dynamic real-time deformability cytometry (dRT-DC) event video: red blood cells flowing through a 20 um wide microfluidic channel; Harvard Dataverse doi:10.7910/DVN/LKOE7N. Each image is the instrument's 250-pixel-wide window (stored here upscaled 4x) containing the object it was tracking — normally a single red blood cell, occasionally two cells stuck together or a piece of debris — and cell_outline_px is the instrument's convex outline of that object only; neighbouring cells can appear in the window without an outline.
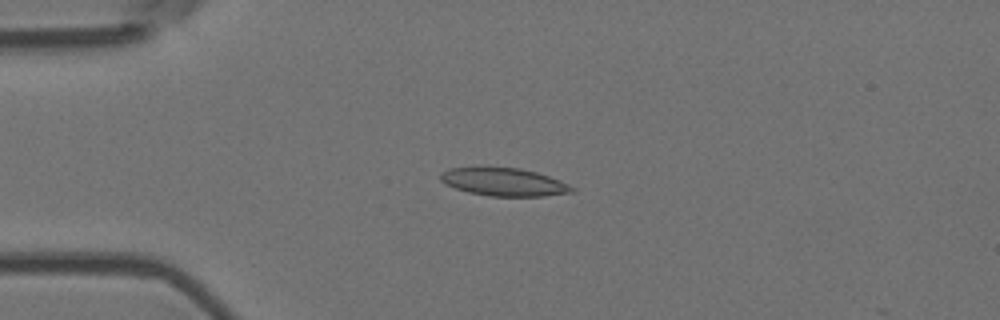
{"species": "Egyptian fruit bat (a non-hibernating species)", "species_latin": "Rousettus aegyptiacus", "temperature_condition": "room temperature", "stored_images_in_passage": 7, "camera_frame_rate_fps": 3000, "um_per_image_px": 0.085, "animal": {"sex": "female"}, "frame": {"image": 1, "passage_image": 3, "time_ms": 0.667, "image_size_px": [1000, 320], "cell_outline_px": [[576, 188], [572, 192], [544, 196], [488, 196], [468, 192], [444, 184], [440, 180], [440, 176], [444, 172], [452, 168], [520, 168], [536, 172], [560, 180]], "centroid_in_image_um": [42.86, 15.48], "position_along_channel_um": 42.1, "area_um2": 21.1}}
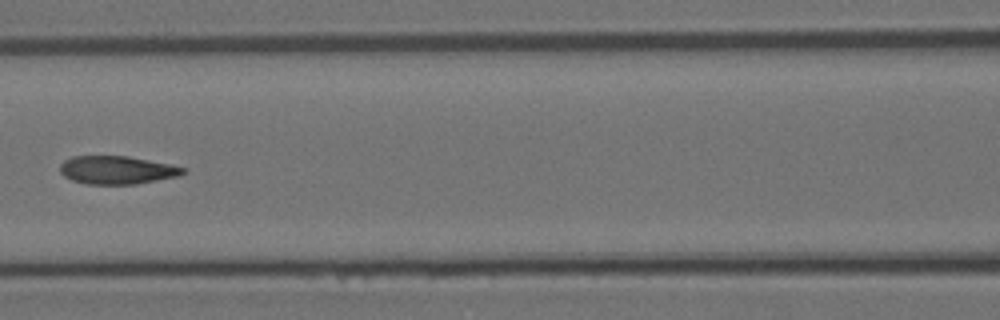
{"frame": {"image": 2, "passage_image": 6, "time_ms": 1.667, "image_size_px": [1000, 320], "cell_outline_px": [[184, 172], [180, 176], [136, 184], [84, 184], [72, 180], [64, 176], [60, 172], [60, 164], [64, 160], [72, 156], [128, 156], [168, 164], [184, 168]], "centroid_in_image_um": [9.9, 14.46], "position_along_channel_um": 156.7, "area_um2": 20.11}}
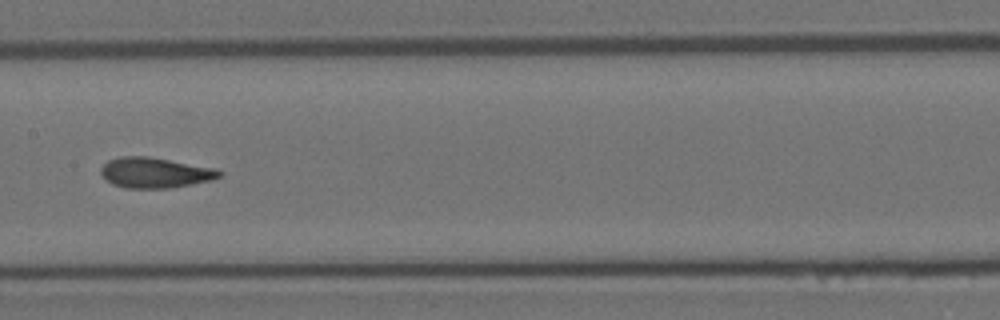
{"frame": {"image": 3, "passage_image": 7, "time_ms": 2.0, "image_size_px": [1000, 320], "cell_outline_px": [[224, 172], [220, 176], [212, 180], [172, 188], [124, 188], [112, 184], [104, 180], [100, 172], [100, 168], [108, 160], [120, 156], [148, 156], [216, 168]], "centroid_in_image_um": [13.15, 14.68], "position_along_channel_um": 194.2, "area_um2": 21.27}}